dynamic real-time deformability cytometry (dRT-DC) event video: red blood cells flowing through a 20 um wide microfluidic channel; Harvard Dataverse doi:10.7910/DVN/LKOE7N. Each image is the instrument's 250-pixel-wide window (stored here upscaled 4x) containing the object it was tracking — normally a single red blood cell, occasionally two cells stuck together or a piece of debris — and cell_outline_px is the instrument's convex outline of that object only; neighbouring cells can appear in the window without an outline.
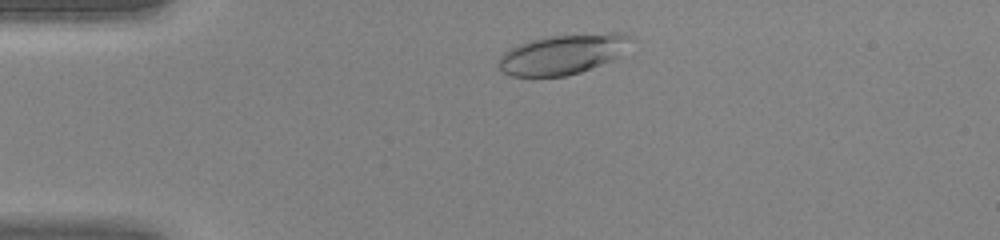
{"species": "human", "species_latin": "Homo sapiens", "temperature_condition": "warm", "stored_images_in_passage": 39, "camera_frame_rate_fps": 3000, "um_per_image_px": 0.085, "donor": {"sex": "female"}, "frame": {"image": 1, "passage_image": 4, "time_ms": 1.0, "image_size_px": [1000, 240], "cell_outline_px": [[632, 36], [616, 56], [612, 60], [580, 72], [564, 76], [512, 76], [504, 72], [496, 64], [496, 60], [508, 48], [516, 44], [544, 36], [608, 32], [616, 32]], "centroid_in_image_um": [47.72, 4.6], "position_along_channel_um": 37.3, "area_um2": 30.63}}
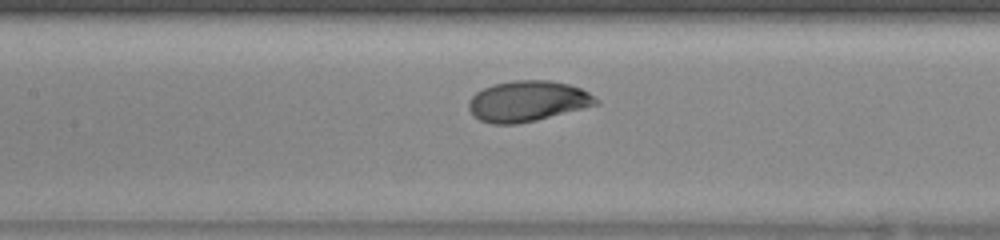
{"frame": {"image": 2, "passage_image": 15, "time_ms": 4.667, "image_size_px": [1000, 240], "cell_outline_px": [[600, 104], [536, 120], [516, 124], [492, 124], [480, 120], [472, 116], [468, 108], [468, 100], [476, 92], [484, 88], [496, 84], [512, 80], [548, 80], [568, 84], [580, 88], [588, 92], [600, 100]], "centroid_in_image_um": [44.83, 8.6], "position_along_channel_um": 162.6, "area_um2": 30.23}}
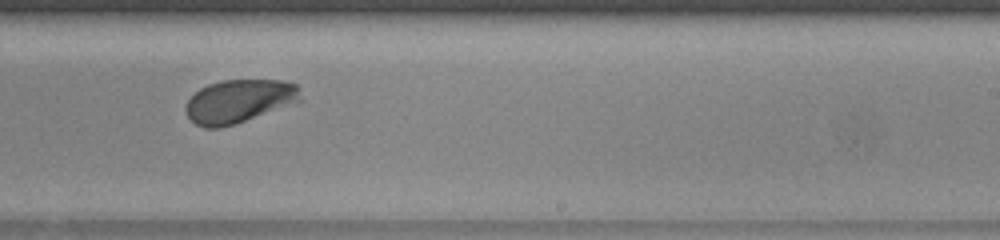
{"frame": {"image": 3, "passage_image": 22, "time_ms": 7.0, "image_size_px": [1000, 240], "cell_outline_px": [[300, 100], [244, 120], [220, 128], [204, 128], [196, 124], [188, 116], [184, 108], [188, 100], [200, 88], [208, 84], [224, 80], [284, 80], [296, 84], [300, 88]], "centroid_in_image_um": [20.28, 8.58], "position_along_channel_um": 268.7, "area_um2": 28.38}}